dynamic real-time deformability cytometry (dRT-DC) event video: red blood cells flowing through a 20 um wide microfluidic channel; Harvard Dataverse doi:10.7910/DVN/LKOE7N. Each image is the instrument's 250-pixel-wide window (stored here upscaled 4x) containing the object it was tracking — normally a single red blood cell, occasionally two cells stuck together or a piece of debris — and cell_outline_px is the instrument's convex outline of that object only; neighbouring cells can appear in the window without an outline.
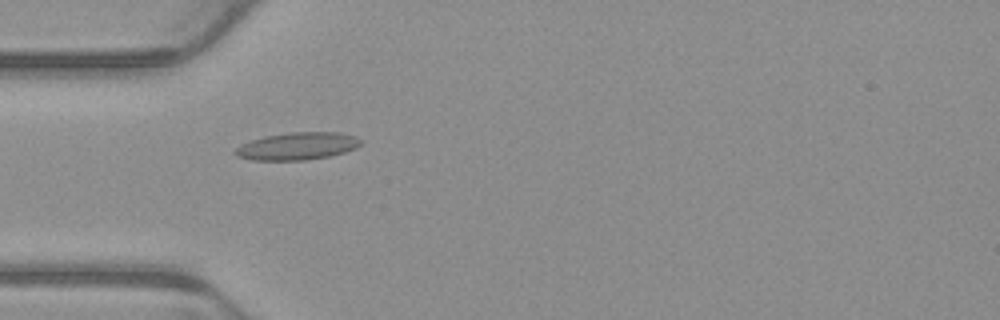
{"species": "common noctule bat (a hibernating species)", "species_latin": "Nyctalus noctula", "temperature_condition": "warm", "stored_images_in_passage": 4, "camera_frame_rate_fps": 3000, "um_per_image_px": 0.085, "animal": {"sex": "male", "body_mass_g": 23.1, "forearm_length_mm": 52.7}, "frame": {"image": 1, "passage_image": 3, "time_ms": 0.667, "image_size_px": [1000, 320], "cell_outline_px": [[364, 140], [356, 148], [344, 152], [328, 156], [304, 160], [252, 160], [236, 156], [232, 152], [240, 144], [264, 136], [292, 132], [340, 132], [356, 136]], "centroid_in_image_um": [25.27, 12.41], "position_along_channel_um": 59.7, "area_um2": 20.17}}
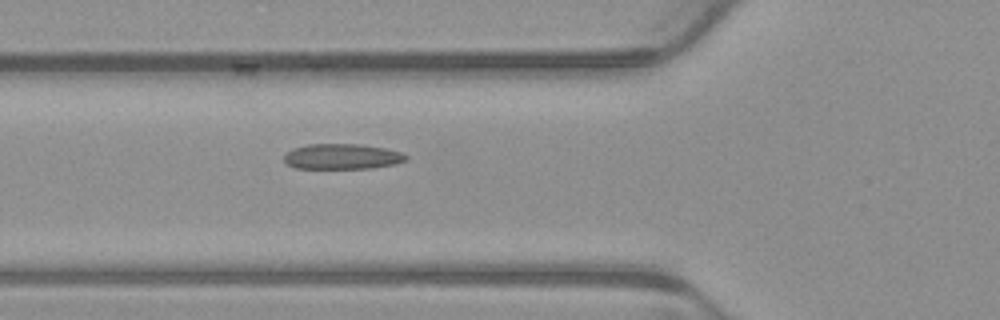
{"frame": {"image": 2, "passage_image": 4, "time_ms": 1.0, "image_size_px": [1000, 320], "cell_outline_px": [[408, 160], [396, 164], [372, 168], [296, 168], [288, 164], [284, 160], [284, 152], [292, 148], [308, 144], [360, 144], [384, 148], [400, 152], [408, 156]], "centroid_in_image_um": [29.07, 13.3], "position_along_channel_um": 96.7, "area_um2": 18.15}}